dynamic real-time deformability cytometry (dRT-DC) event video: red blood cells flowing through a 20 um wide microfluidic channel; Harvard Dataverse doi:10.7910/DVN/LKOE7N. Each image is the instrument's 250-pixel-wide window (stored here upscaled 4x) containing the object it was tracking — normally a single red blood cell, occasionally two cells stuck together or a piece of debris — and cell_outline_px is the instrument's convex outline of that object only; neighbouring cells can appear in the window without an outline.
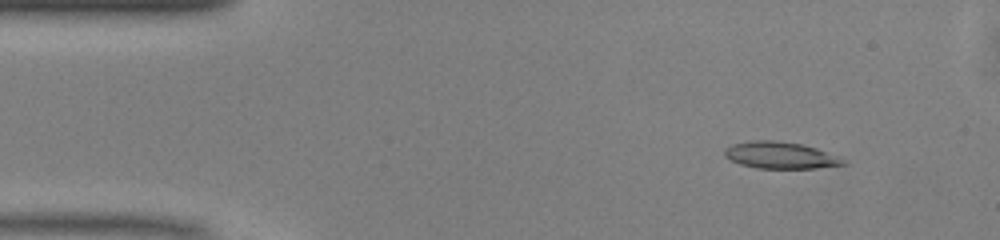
{"species": "common noctule bat (a hibernating species)", "species_latin": "Nyctalus noctula", "temperature_condition": "warm", "stored_images_in_passage": 47, "camera_frame_rate_fps": 3000, "um_per_image_px": 0.085, "animal": {"sex": "male", "body_mass_g": 13.0, "forearm_length_mm": 53.1}, "frame": {"image": 1, "passage_image": 3, "time_ms": 0.667, "image_size_px": [1000, 240], "cell_outline_px": [[848, 164], [816, 168], [756, 168], [740, 164], [724, 156], [724, 148], [732, 144], [752, 140], [776, 140], [800, 144], [816, 148], [844, 160]], "centroid_in_image_um": [66.27, 13.19], "position_along_channel_um": 18.7, "area_um2": 18.32}}
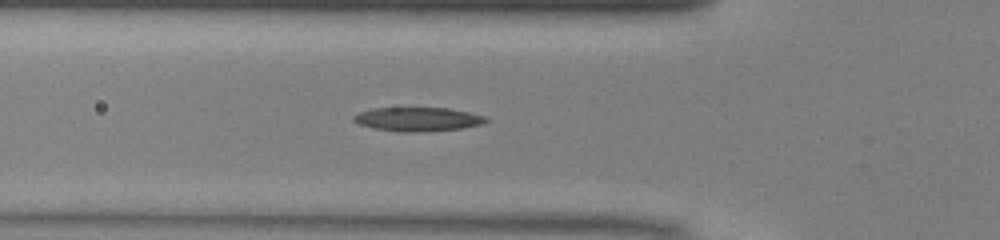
{"frame": {"image": 2, "passage_image": 14, "time_ms": 4.333, "image_size_px": [1000, 240], "cell_outline_px": [[488, 120], [480, 124], [460, 128], [416, 132], [400, 132], [372, 128], [360, 124], [352, 120], [352, 116], [360, 112], [372, 108], [448, 108], [468, 112], [484, 116]], "centroid_in_image_um": [35.44, 10.13], "position_along_channel_um": 90.4, "area_um2": 18.21}}
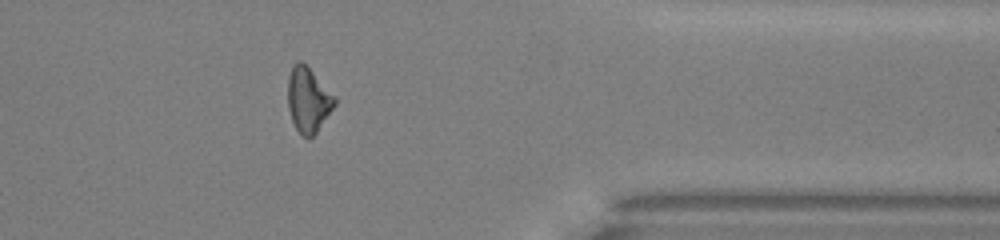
{"frame": {"image": 3, "passage_image": 37, "time_ms": 12.0, "image_size_px": [1000, 240], "cell_outline_px": [[336, 104], [316, 132], [312, 136], [304, 136], [296, 128], [292, 120], [288, 108], [288, 76], [292, 64], [296, 60], [300, 60], [336, 96]], "centroid_in_image_um": [26.19, 8.45], "position_along_channel_um": 385.2, "area_um2": 17.46}}